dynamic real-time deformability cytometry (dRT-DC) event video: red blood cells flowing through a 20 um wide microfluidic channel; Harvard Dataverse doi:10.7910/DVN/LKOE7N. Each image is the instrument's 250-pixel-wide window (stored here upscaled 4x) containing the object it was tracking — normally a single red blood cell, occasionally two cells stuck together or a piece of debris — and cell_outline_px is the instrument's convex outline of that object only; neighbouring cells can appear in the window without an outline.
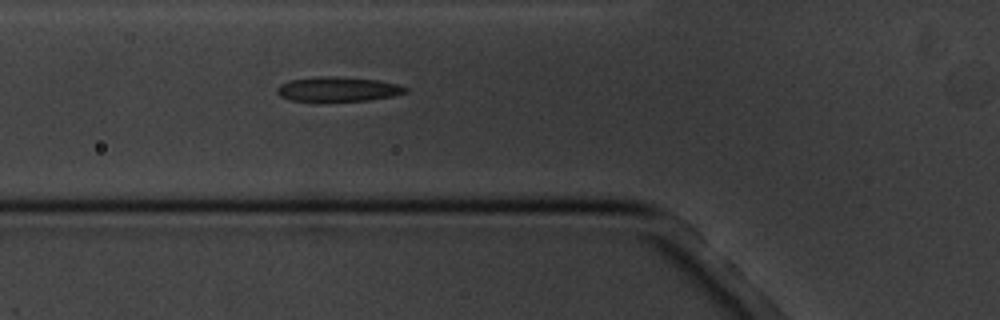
{"species": "common noctule bat (a hibernating species)", "species_latin": "Nyctalus noctula", "temperature_condition": "cold", "stored_images_in_passage": 3, "camera_frame_rate_fps": 3000, "um_per_image_px": 0.085, "animal": {"sex": "male", "body_mass_g": 20.1, "forearm_length_mm": 53.5}, "frame": {"image": 1, "passage_image": 3, "time_ms": 2.333, "image_size_px": [1000, 320], "cell_outline_px": [[408, 92], [392, 96], [368, 100], [292, 100], [280, 96], [276, 92], [276, 88], [280, 84], [292, 80], [316, 76], [336, 76], [376, 80], [396, 84], [408, 88]], "centroid_in_image_um": [28.72, 7.56], "position_along_channel_um": 97.1, "area_um2": 18.03}}